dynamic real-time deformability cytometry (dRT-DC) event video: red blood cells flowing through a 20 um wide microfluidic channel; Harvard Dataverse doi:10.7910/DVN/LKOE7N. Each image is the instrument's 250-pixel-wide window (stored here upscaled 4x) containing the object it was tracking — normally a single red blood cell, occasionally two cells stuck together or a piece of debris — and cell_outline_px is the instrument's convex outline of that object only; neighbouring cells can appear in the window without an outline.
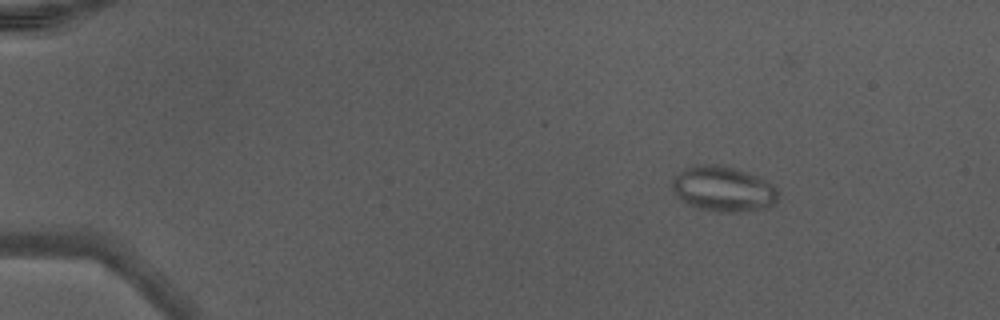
{"species": "Egyptian fruit bat (a non-hibernating species)", "species_latin": "Rousettus aegyptiacus", "temperature_condition": "warm", "stored_images_in_passage": 50, "camera_frame_rate_fps": 3000, "um_per_image_px": 0.085, "animal": {"sex": "male"}, "frame": {"image": 1, "passage_image": 8, "time_ms": 2.333, "image_size_px": [1000, 320], "cell_outline_px": [[780, 192], [776, 204], [764, 208], [744, 212], [716, 212], [696, 208], [680, 200], [676, 196], [672, 188], [672, 180], [684, 168], [692, 164], [720, 164], [756, 176], [764, 180], [776, 188]], "centroid_in_image_um": [61.45, 16.08], "position_along_channel_um": 23.5, "area_um2": 28.21}, "authors_computed_cell_mechanics": {"area_um2": 24.1026, "velocity_mm_per_s": 4.3663, "shape_relaxation_time_tau1_ms": null, "shape_relaxation_time_tau2_ms": 0.8484, "deformation_change_tau1": null, "deformation_change_tau2": 0.0557}}